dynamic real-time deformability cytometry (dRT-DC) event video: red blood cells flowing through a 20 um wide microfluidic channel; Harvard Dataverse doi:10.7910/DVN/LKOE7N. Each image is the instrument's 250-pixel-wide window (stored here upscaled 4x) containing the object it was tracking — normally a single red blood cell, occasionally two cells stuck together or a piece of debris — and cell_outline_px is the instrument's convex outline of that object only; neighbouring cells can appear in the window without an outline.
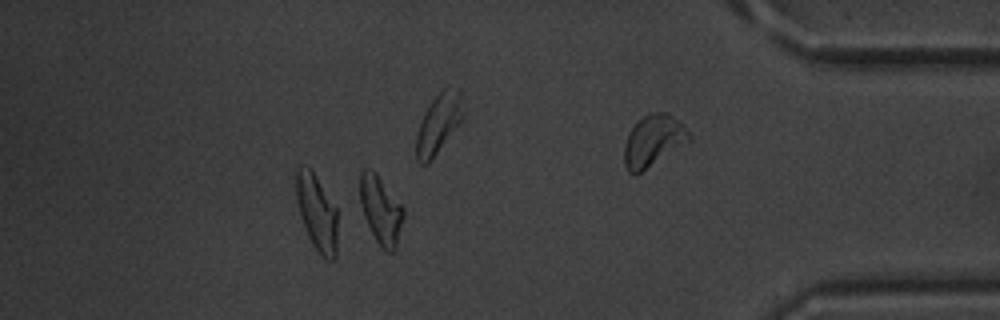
{"species": "common noctule bat (a hibernating species)", "species_latin": "Nyctalus noctula", "temperature_condition": "warm", "stored_images_in_passage": 52, "camera_frame_rate_fps": 3000, "um_per_image_px": 0.085, "animal": {"sex": "male", "body_mass_g": 20.1, "forearm_length_mm": 53.5}, "frame": {"image": 1, "passage_image": 45, "time_ms": 14.667, "image_size_px": [1000, 320], "cell_outline_px": [[404, 216], [396, 248], [392, 252], [388, 252], [380, 248], [364, 216], [360, 204], [360, 172], [364, 168], [368, 168], [376, 172], [404, 208]], "centroid_in_image_um": [32.37, 17.84], "position_along_channel_um": 402.8, "area_um2": 17.22}, "authors_computed_cell_mechanics": {"area_um2": 17.4845, "velocity_mm_per_s": 3.9033, "shape_relaxation_time_tau1_ms": 3.6064, "shape_relaxation_time_tau2_ms": 8.9574, "deformation_change_tau1": 0.1631, "deformation_change_tau2": 0.1827}}